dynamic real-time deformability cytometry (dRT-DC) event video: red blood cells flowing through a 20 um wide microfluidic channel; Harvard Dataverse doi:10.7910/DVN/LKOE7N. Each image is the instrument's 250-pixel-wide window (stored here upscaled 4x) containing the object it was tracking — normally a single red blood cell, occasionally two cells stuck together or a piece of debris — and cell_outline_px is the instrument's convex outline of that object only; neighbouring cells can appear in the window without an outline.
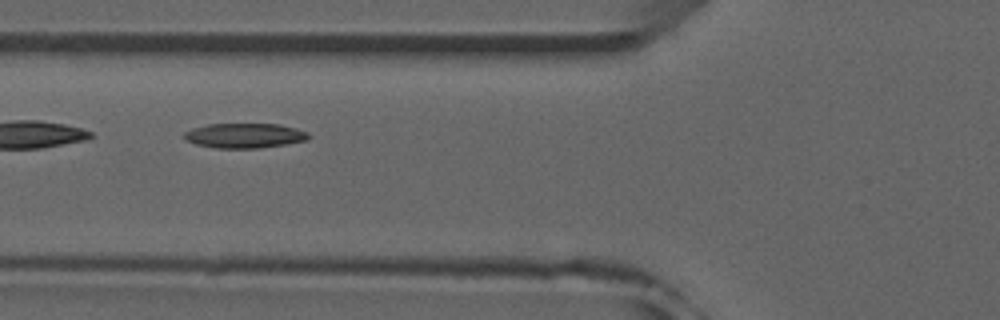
{"species": "common noctule bat (a hibernating species)", "species_latin": "Nyctalus noctula", "temperature_condition": "room temperature", "stored_images_in_passage": 25, "camera_frame_rate_fps": 3000, "um_per_image_px": 0.085, "animal": {"sex": "male", "forearm_length_mm": 52.5}, "frame": {"image": 1, "passage_image": 4, "time_ms": 1.0, "image_size_px": [1000, 320], "cell_outline_px": [[312, 136], [308, 140], [260, 148], [216, 148], [196, 144], [184, 140], [184, 132], [192, 128], [208, 124], [280, 124], [296, 128], [308, 132]], "centroid_in_image_um": [20.8, 11.52], "position_along_channel_um": 105.0, "area_um2": 18.09}}